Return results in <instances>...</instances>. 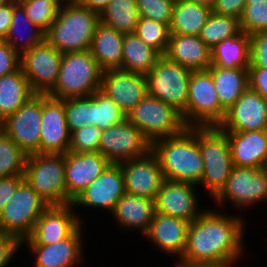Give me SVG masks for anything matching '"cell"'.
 Returning <instances> with one entry per match:
<instances>
[{
	"label": "cell",
	"mask_w": 267,
	"mask_h": 267,
	"mask_svg": "<svg viewBox=\"0 0 267 267\" xmlns=\"http://www.w3.org/2000/svg\"><path fill=\"white\" fill-rule=\"evenodd\" d=\"M214 211L204 210L190 222L180 262L188 265L232 267V263H236L240 254H243V219Z\"/></svg>",
	"instance_id": "1"
},
{
	"label": "cell",
	"mask_w": 267,
	"mask_h": 267,
	"mask_svg": "<svg viewBox=\"0 0 267 267\" xmlns=\"http://www.w3.org/2000/svg\"><path fill=\"white\" fill-rule=\"evenodd\" d=\"M151 151L157 156L165 179L200 183L204 163L198 145V126L154 141Z\"/></svg>",
	"instance_id": "2"
},
{
	"label": "cell",
	"mask_w": 267,
	"mask_h": 267,
	"mask_svg": "<svg viewBox=\"0 0 267 267\" xmlns=\"http://www.w3.org/2000/svg\"><path fill=\"white\" fill-rule=\"evenodd\" d=\"M99 13L73 3L60 7L58 15L45 33V39L60 53L90 49Z\"/></svg>",
	"instance_id": "3"
},
{
	"label": "cell",
	"mask_w": 267,
	"mask_h": 267,
	"mask_svg": "<svg viewBox=\"0 0 267 267\" xmlns=\"http://www.w3.org/2000/svg\"><path fill=\"white\" fill-rule=\"evenodd\" d=\"M102 72L89 50L63 53L57 83L47 95L60 100L88 97L100 90Z\"/></svg>",
	"instance_id": "4"
},
{
	"label": "cell",
	"mask_w": 267,
	"mask_h": 267,
	"mask_svg": "<svg viewBox=\"0 0 267 267\" xmlns=\"http://www.w3.org/2000/svg\"><path fill=\"white\" fill-rule=\"evenodd\" d=\"M24 179L48 206L72 202L66 196L65 153L29 154Z\"/></svg>",
	"instance_id": "5"
},
{
	"label": "cell",
	"mask_w": 267,
	"mask_h": 267,
	"mask_svg": "<svg viewBox=\"0 0 267 267\" xmlns=\"http://www.w3.org/2000/svg\"><path fill=\"white\" fill-rule=\"evenodd\" d=\"M198 145L204 163L199 184H205L214 198L234 167L226 131L219 126H198Z\"/></svg>",
	"instance_id": "6"
},
{
	"label": "cell",
	"mask_w": 267,
	"mask_h": 267,
	"mask_svg": "<svg viewBox=\"0 0 267 267\" xmlns=\"http://www.w3.org/2000/svg\"><path fill=\"white\" fill-rule=\"evenodd\" d=\"M191 72L161 55L155 66L145 74L147 95L173 106L181 113L184 123Z\"/></svg>",
	"instance_id": "7"
},
{
	"label": "cell",
	"mask_w": 267,
	"mask_h": 267,
	"mask_svg": "<svg viewBox=\"0 0 267 267\" xmlns=\"http://www.w3.org/2000/svg\"><path fill=\"white\" fill-rule=\"evenodd\" d=\"M126 118L141 130L151 144L158 139L177 135L187 127L178 110L149 95L130 110Z\"/></svg>",
	"instance_id": "8"
},
{
	"label": "cell",
	"mask_w": 267,
	"mask_h": 267,
	"mask_svg": "<svg viewBox=\"0 0 267 267\" xmlns=\"http://www.w3.org/2000/svg\"><path fill=\"white\" fill-rule=\"evenodd\" d=\"M48 205L24 179L0 213V232L17 237L21 242L32 232Z\"/></svg>",
	"instance_id": "9"
},
{
	"label": "cell",
	"mask_w": 267,
	"mask_h": 267,
	"mask_svg": "<svg viewBox=\"0 0 267 267\" xmlns=\"http://www.w3.org/2000/svg\"><path fill=\"white\" fill-rule=\"evenodd\" d=\"M225 114L210 72L207 69L192 71L185 108L186 126H218Z\"/></svg>",
	"instance_id": "10"
},
{
	"label": "cell",
	"mask_w": 267,
	"mask_h": 267,
	"mask_svg": "<svg viewBox=\"0 0 267 267\" xmlns=\"http://www.w3.org/2000/svg\"><path fill=\"white\" fill-rule=\"evenodd\" d=\"M63 53L46 39L20 54L21 69L36 94H48L56 85Z\"/></svg>",
	"instance_id": "11"
},
{
	"label": "cell",
	"mask_w": 267,
	"mask_h": 267,
	"mask_svg": "<svg viewBox=\"0 0 267 267\" xmlns=\"http://www.w3.org/2000/svg\"><path fill=\"white\" fill-rule=\"evenodd\" d=\"M151 148V142L127 118L102 130L99 152L111 163L119 164L129 159L143 157L151 151Z\"/></svg>",
	"instance_id": "12"
},
{
	"label": "cell",
	"mask_w": 267,
	"mask_h": 267,
	"mask_svg": "<svg viewBox=\"0 0 267 267\" xmlns=\"http://www.w3.org/2000/svg\"><path fill=\"white\" fill-rule=\"evenodd\" d=\"M42 94L34 95L1 121V129L27 154L40 153Z\"/></svg>",
	"instance_id": "13"
},
{
	"label": "cell",
	"mask_w": 267,
	"mask_h": 267,
	"mask_svg": "<svg viewBox=\"0 0 267 267\" xmlns=\"http://www.w3.org/2000/svg\"><path fill=\"white\" fill-rule=\"evenodd\" d=\"M266 198L267 177L263 169L234 166L225 186L214 197V202L222 204L224 200H229L234 206L243 208Z\"/></svg>",
	"instance_id": "14"
},
{
	"label": "cell",
	"mask_w": 267,
	"mask_h": 267,
	"mask_svg": "<svg viewBox=\"0 0 267 267\" xmlns=\"http://www.w3.org/2000/svg\"><path fill=\"white\" fill-rule=\"evenodd\" d=\"M72 204L48 206L37 219L31 234L22 241L28 245H49L68 238L80 225ZM27 241V242H26Z\"/></svg>",
	"instance_id": "15"
},
{
	"label": "cell",
	"mask_w": 267,
	"mask_h": 267,
	"mask_svg": "<svg viewBox=\"0 0 267 267\" xmlns=\"http://www.w3.org/2000/svg\"><path fill=\"white\" fill-rule=\"evenodd\" d=\"M119 164L127 194L156 199L165 178L159 160L152 151Z\"/></svg>",
	"instance_id": "16"
},
{
	"label": "cell",
	"mask_w": 267,
	"mask_h": 267,
	"mask_svg": "<svg viewBox=\"0 0 267 267\" xmlns=\"http://www.w3.org/2000/svg\"><path fill=\"white\" fill-rule=\"evenodd\" d=\"M100 91L127 115L147 95L145 74L120 68L105 70Z\"/></svg>",
	"instance_id": "17"
},
{
	"label": "cell",
	"mask_w": 267,
	"mask_h": 267,
	"mask_svg": "<svg viewBox=\"0 0 267 267\" xmlns=\"http://www.w3.org/2000/svg\"><path fill=\"white\" fill-rule=\"evenodd\" d=\"M223 131L267 130V101L248 87L218 125Z\"/></svg>",
	"instance_id": "18"
},
{
	"label": "cell",
	"mask_w": 267,
	"mask_h": 267,
	"mask_svg": "<svg viewBox=\"0 0 267 267\" xmlns=\"http://www.w3.org/2000/svg\"><path fill=\"white\" fill-rule=\"evenodd\" d=\"M126 193L120 164L111 163L71 202L72 206L101 207L111 213Z\"/></svg>",
	"instance_id": "19"
},
{
	"label": "cell",
	"mask_w": 267,
	"mask_h": 267,
	"mask_svg": "<svg viewBox=\"0 0 267 267\" xmlns=\"http://www.w3.org/2000/svg\"><path fill=\"white\" fill-rule=\"evenodd\" d=\"M40 153H67L70 145L64 99L42 94Z\"/></svg>",
	"instance_id": "20"
},
{
	"label": "cell",
	"mask_w": 267,
	"mask_h": 267,
	"mask_svg": "<svg viewBox=\"0 0 267 267\" xmlns=\"http://www.w3.org/2000/svg\"><path fill=\"white\" fill-rule=\"evenodd\" d=\"M197 184L165 179L155 199V212L193 221L203 210L197 207Z\"/></svg>",
	"instance_id": "21"
},
{
	"label": "cell",
	"mask_w": 267,
	"mask_h": 267,
	"mask_svg": "<svg viewBox=\"0 0 267 267\" xmlns=\"http://www.w3.org/2000/svg\"><path fill=\"white\" fill-rule=\"evenodd\" d=\"M110 164L100 152L65 153L66 196L73 201Z\"/></svg>",
	"instance_id": "22"
},
{
	"label": "cell",
	"mask_w": 267,
	"mask_h": 267,
	"mask_svg": "<svg viewBox=\"0 0 267 267\" xmlns=\"http://www.w3.org/2000/svg\"><path fill=\"white\" fill-rule=\"evenodd\" d=\"M233 165L262 168L267 159V130L226 131Z\"/></svg>",
	"instance_id": "23"
},
{
	"label": "cell",
	"mask_w": 267,
	"mask_h": 267,
	"mask_svg": "<svg viewBox=\"0 0 267 267\" xmlns=\"http://www.w3.org/2000/svg\"><path fill=\"white\" fill-rule=\"evenodd\" d=\"M189 224L184 219L155 212L145 236L162 251L180 255L178 258H181L187 243Z\"/></svg>",
	"instance_id": "24"
},
{
	"label": "cell",
	"mask_w": 267,
	"mask_h": 267,
	"mask_svg": "<svg viewBox=\"0 0 267 267\" xmlns=\"http://www.w3.org/2000/svg\"><path fill=\"white\" fill-rule=\"evenodd\" d=\"M80 225L68 238L49 245H28L35 255V267H73L82 257Z\"/></svg>",
	"instance_id": "25"
},
{
	"label": "cell",
	"mask_w": 267,
	"mask_h": 267,
	"mask_svg": "<svg viewBox=\"0 0 267 267\" xmlns=\"http://www.w3.org/2000/svg\"><path fill=\"white\" fill-rule=\"evenodd\" d=\"M165 56L191 71L211 65V49L196 35L170 34Z\"/></svg>",
	"instance_id": "26"
},
{
	"label": "cell",
	"mask_w": 267,
	"mask_h": 267,
	"mask_svg": "<svg viewBox=\"0 0 267 267\" xmlns=\"http://www.w3.org/2000/svg\"><path fill=\"white\" fill-rule=\"evenodd\" d=\"M123 40L124 33L97 23L89 51L103 71L122 69Z\"/></svg>",
	"instance_id": "27"
},
{
	"label": "cell",
	"mask_w": 267,
	"mask_h": 267,
	"mask_svg": "<svg viewBox=\"0 0 267 267\" xmlns=\"http://www.w3.org/2000/svg\"><path fill=\"white\" fill-rule=\"evenodd\" d=\"M155 213V200L125 193L116 203L112 215L125 229L148 232Z\"/></svg>",
	"instance_id": "28"
},
{
	"label": "cell",
	"mask_w": 267,
	"mask_h": 267,
	"mask_svg": "<svg viewBox=\"0 0 267 267\" xmlns=\"http://www.w3.org/2000/svg\"><path fill=\"white\" fill-rule=\"evenodd\" d=\"M207 70L212 76L220 105L227 111L249 87L248 68L210 65Z\"/></svg>",
	"instance_id": "29"
},
{
	"label": "cell",
	"mask_w": 267,
	"mask_h": 267,
	"mask_svg": "<svg viewBox=\"0 0 267 267\" xmlns=\"http://www.w3.org/2000/svg\"><path fill=\"white\" fill-rule=\"evenodd\" d=\"M211 12L208 5L176 0L169 26L170 34L199 36Z\"/></svg>",
	"instance_id": "30"
},
{
	"label": "cell",
	"mask_w": 267,
	"mask_h": 267,
	"mask_svg": "<svg viewBox=\"0 0 267 267\" xmlns=\"http://www.w3.org/2000/svg\"><path fill=\"white\" fill-rule=\"evenodd\" d=\"M36 93L22 69L0 77V120L14 113Z\"/></svg>",
	"instance_id": "31"
},
{
	"label": "cell",
	"mask_w": 267,
	"mask_h": 267,
	"mask_svg": "<svg viewBox=\"0 0 267 267\" xmlns=\"http://www.w3.org/2000/svg\"><path fill=\"white\" fill-rule=\"evenodd\" d=\"M211 65L248 68L250 65V35L242 31L213 47L211 49Z\"/></svg>",
	"instance_id": "32"
},
{
	"label": "cell",
	"mask_w": 267,
	"mask_h": 267,
	"mask_svg": "<svg viewBox=\"0 0 267 267\" xmlns=\"http://www.w3.org/2000/svg\"><path fill=\"white\" fill-rule=\"evenodd\" d=\"M19 27H29L32 29H28L29 32L25 36V34L21 33V28ZM44 40L45 32L28 18L23 6L17 0H12V21L4 41L21 54L23 51L37 46Z\"/></svg>",
	"instance_id": "33"
},
{
	"label": "cell",
	"mask_w": 267,
	"mask_h": 267,
	"mask_svg": "<svg viewBox=\"0 0 267 267\" xmlns=\"http://www.w3.org/2000/svg\"><path fill=\"white\" fill-rule=\"evenodd\" d=\"M160 56L157 50L146 45L135 33H124L122 69L146 74Z\"/></svg>",
	"instance_id": "34"
},
{
	"label": "cell",
	"mask_w": 267,
	"mask_h": 267,
	"mask_svg": "<svg viewBox=\"0 0 267 267\" xmlns=\"http://www.w3.org/2000/svg\"><path fill=\"white\" fill-rule=\"evenodd\" d=\"M139 17L136 0H112L99 14L102 23L122 33H134Z\"/></svg>",
	"instance_id": "35"
},
{
	"label": "cell",
	"mask_w": 267,
	"mask_h": 267,
	"mask_svg": "<svg viewBox=\"0 0 267 267\" xmlns=\"http://www.w3.org/2000/svg\"><path fill=\"white\" fill-rule=\"evenodd\" d=\"M124 119L126 114L100 90L88 96V125L103 130L121 123Z\"/></svg>",
	"instance_id": "36"
},
{
	"label": "cell",
	"mask_w": 267,
	"mask_h": 267,
	"mask_svg": "<svg viewBox=\"0 0 267 267\" xmlns=\"http://www.w3.org/2000/svg\"><path fill=\"white\" fill-rule=\"evenodd\" d=\"M241 32L240 19L211 12L205 25L201 28L199 37L212 49L224 39Z\"/></svg>",
	"instance_id": "37"
},
{
	"label": "cell",
	"mask_w": 267,
	"mask_h": 267,
	"mask_svg": "<svg viewBox=\"0 0 267 267\" xmlns=\"http://www.w3.org/2000/svg\"><path fill=\"white\" fill-rule=\"evenodd\" d=\"M28 155L2 129L0 130V178L24 175Z\"/></svg>",
	"instance_id": "38"
},
{
	"label": "cell",
	"mask_w": 267,
	"mask_h": 267,
	"mask_svg": "<svg viewBox=\"0 0 267 267\" xmlns=\"http://www.w3.org/2000/svg\"><path fill=\"white\" fill-rule=\"evenodd\" d=\"M134 33L161 55L167 52L170 31L166 24L140 16Z\"/></svg>",
	"instance_id": "39"
},
{
	"label": "cell",
	"mask_w": 267,
	"mask_h": 267,
	"mask_svg": "<svg viewBox=\"0 0 267 267\" xmlns=\"http://www.w3.org/2000/svg\"><path fill=\"white\" fill-rule=\"evenodd\" d=\"M28 18L45 33L58 15L59 6L50 0H17Z\"/></svg>",
	"instance_id": "40"
},
{
	"label": "cell",
	"mask_w": 267,
	"mask_h": 267,
	"mask_svg": "<svg viewBox=\"0 0 267 267\" xmlns=\"http://www.w3.org/2000/svg\"><path fill=\"white\" fill-rule=\"evenodd\" d=\"M240 26L248 35L267 31V0H246Z\"/></svg>",
	"instance_id": "41"
},
{
	"label": "cell",
	"mask_w": 267,
	"mask_h": 267,
	"mask_svg": "<svg viewBox=\"0 0 267 267\" xmlns=\"http://www.w3.org/2000/svg\"><path fill=\"white\" fill-rule=\"evenodd\" d=\"M102 130L86 124L70 134L69 152H99Z\"/></svg>",
	"instance_id": "42"
},
{
	"label": "cell",
	"mask_w": 267,
	"mask_h": 267,
	"mask_svg": "<svg viewBox=\"0 0 267 267\" xmlns=\"http://www.w3.org/2000/svg\"><path fill=\"white\" fill-rule=\"evenodd\" d=\"M176 0H136L139 16L170 26Z\"/></svg>",
	"instance_id": "43"
},
{
	"label": "cell",
	"mask_w": 267,
	"mask_h": 267,
	"mask_svg": "<svg viewBox=\"0 0 267 267\" xmlns=\"http://www.w3.org/2000/svg\"><path fill=\"white\" fill-rule=\"evenodd\" d=\"M64 110L70 133L88 124V97L64 99Z\"/></svg>",
	"instance_id": "44"
},
{
	"label": "cell",
	"mask_w": 267,
	"mask_h": 267,
	"mask_svg": "<svg viewBox=\"0 0 267 267\" xmlns=\"http://www.w3.org/2000/svg\"><path fill=\"white\" fill-rule=\"evenodd\" d=\"M249 67L267 68V31L255 32L250 35Z\"/></svg>",
	"instance_id": "45"
},
{
	"label": "cell",
	"mask_w": 267,
	"mask_h": 267,
	"mask_svg": "<svg viewBox=\"0 0 267 267\" xmlns=\"http://www.w3.org/2000/svg\"><path fill=\"white\" fill-rule=\"evenodd\" d=\"M21 68L20 53L6 41L0 40V77Z\"/></svg>",
	"instance_id": "46"
},
{
	"label": "cell",
	"mask_w": 267,
	"mask_h": 267,
	"mask_svg": "<svg viewBox=\"0 0 267 267\" xmlns=\"http://www.w3.org/2000/svg\"><path fill=\"white\" fill-rule=\"evenodd\" d=\"M246 0H215L212 12L220 15L233 16L240 19L243 15Z\"/></svg>",
	"instance_id": "47"
},
{
	"label": "cell",
	"mask_w": 267,
	"mask_h": 267,
	"mask_svg": "<svg viewBox=\"0 0 267 267\" xmlns=\"http://www.w3.org/2000/svg\"><path fill=\"white\" fill-rule=\"evenodd\" d=\"M22 242L15 236L0 232V267H5Z\"/></svg>",
	"instance_id": "48"
},
{
	"label": "cell",
	"mask_w": 267,
	"mask_h": 267,
	"mask_svg": "<svg viewBox=\"0 0 267 267\" xmlns=\"http://www.w3.org/2000/svg\"><path fill=\"white\" fill-rule=\"evenodd\" d=\"M249 87L267 101V68L248 67Z\"/></svg>",
	"instance_id": "49"
},
{
	"label": "cell",
	"mask_w": 267,
	"mask_h": 267,
	"mask_svg": "<svg viewBox=\"0 0 267 267\" xmlns=\"http://www.w3.org/2000/svg\"><path fill=\"white\" fill-rule=\"evenodd\" d=\"M24 180V175H16L0 178V213L10 199V197L15 193L18 185Z\"/></svg>",
	"instance_id": "50"
},
{
	"label": "cell",
	"mask_w": 267,
	"mask_h": 267,
	"mask_svg": "<svg viewBox=\"0 0 267 267\" xmlns=\"http://www.w3.org/2000/svg\"><path fill=\"white\" fill-rule=\"evenodd\" d=\"M12 21V0L0 7V40H4L8 34Z\"/></svg>",
	"instance_id": "51"
},
{
	"label": "cell",
	"mask_w": 267,
	"mask_h": 267,
	"mask_svg": "<svg viewBox=\"0 0 267 267\" xmlns=\"http://www.w3.org/2000/svg\"><path fill=\"white\" fill-rule=\"evenodd\" d=\"M112 0H77V3L95 10L99 14Z\"/></svg>",
	"instance_id": "52"
},
{
	"label": "cell",
	"mask_w": 267,
	"mask_h": 267,
	"mask_svg": "<svg viewBox=\"0 0 267 267\" xmlns=\"http://www.w3.org/2000/svg\"><path fill=\"white\" fill-rule=\"evenodd\" d=\"M50 1L54 2L59 7H64L66 5H70V4H73V3L77 2V0H50Z\"/></svg>",
	"instance_id": "53"
},
{
	"label": "cell",
	"mask_w": 267,
	"mask_h": 267,
	"mask_svg": "<svg viewBox=\"0 0 267 267\" xmlns=\"http://www.w3.org/2000/svg\"><path fill=\"white\" fill-rule=\"evenodd\" d=\"M184 1L202 3L210 7H212V5L215 3V0H184Z\"/></svg>",
	"instance_id": "54"
},
{
	"label": "cell",
	"mask_w": 267,
	"mask_h": 267,
	"mask_svg": "<svg viewBox=\"0 0 267 267\" xmlns=\"http://www.w3.org/2000/svg\"><path fill=\"white\" fill-rule=\"evenodd\" d=\"M176 267H216V266L188 265V264L179 262L176 264Z\"/></svg>",
	"instance_id": "55"
},
{
	"label": "cell",
	"mask_w": 267,
	"mask_h": 267,
	"mask_svg": "<svg viewBox=\"0 0 267 267\" xmlns=\"http://www.w3.org/2000/svg\"><path fill=\"white\" fill-rule=\"evenodd\" d=\"M262 169H263V171H264V173H265V175H266V177H267V159H266V161L263 163Z\"/></svg>",
	"instance_id": "56"
},
{
	"label": "cell",
	"mask_w": 267,
	"mask_h": 267,
	"mask_svg": "<svg viewBox=\"0 0 267 267\" xmlns=\"http://www.w3.org/2000/svg\"><path fill=\"white\" fill-rule=\"evenodd\" d=\"M10 0H0V7L8 3Z\"/></svg>",
	"instance_id": "57"
}]
</instances>
